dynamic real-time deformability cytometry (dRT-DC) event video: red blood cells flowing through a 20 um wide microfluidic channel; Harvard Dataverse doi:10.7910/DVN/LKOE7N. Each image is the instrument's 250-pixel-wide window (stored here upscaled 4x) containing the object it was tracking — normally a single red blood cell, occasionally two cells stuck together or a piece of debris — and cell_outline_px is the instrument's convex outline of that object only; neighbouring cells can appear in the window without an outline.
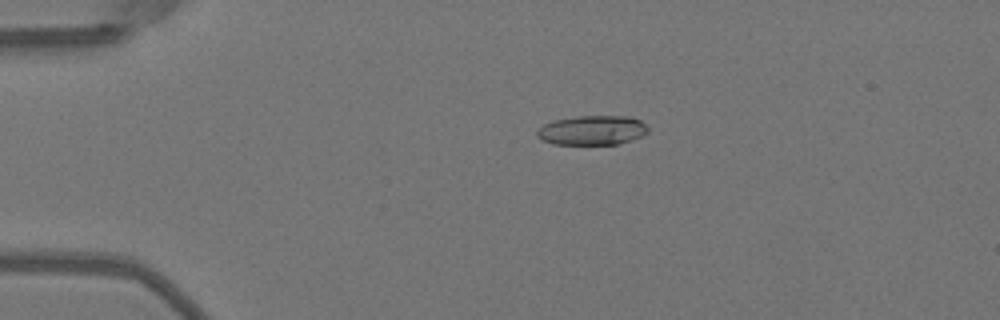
{"species": "Egyptian fruit bat (a non-hibernating species)", "species_latin": "Rousettus aegyptiacus", "temperature_condition": "warm", "stored_images_in_passage": 44, "camera_frame_rate_fps": 3000, "um_per_image_px": 0.085, "animal": {"sex": "female"}, "frame": {"image": 1, "passage_image": 4, "time_ms": 1.0, "image_size_px": [1000, 320], "cell_outline_px": [[648, 132], [640, 136], [616, 144], [552, 144], [540, 140], [536, 136], [536, 132], [544, 124], [552, 120], [576, 116], [628, 116], [640, 120], [648, 128]], "centroid_in_image_um": [50.28, 11.06], "position_along_channel_um": 34.7, "area_um2": 19.02}}
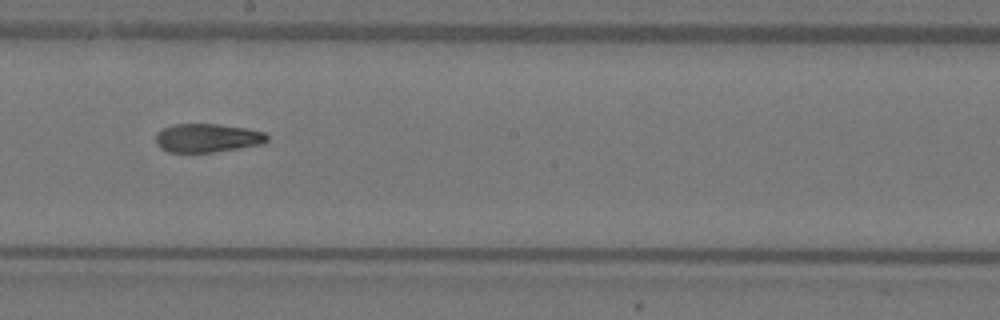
{"frame": {"image": 2, "passage_image": 22, "time_ms": 7.0, "image_size_px": [1000, 320], "cell_outline_px": [[268, 140], [264, 144], [216, 152], [168, 152], [160, 148], [156, 144], [156, 132], [172, 124], [220, 124], [248, 128], [264, 132], [268, 136]], "centroid_in_image_um": [17.64, 11.72], "position_along_channel_um": 230.6, "area_um2": 18.84}}
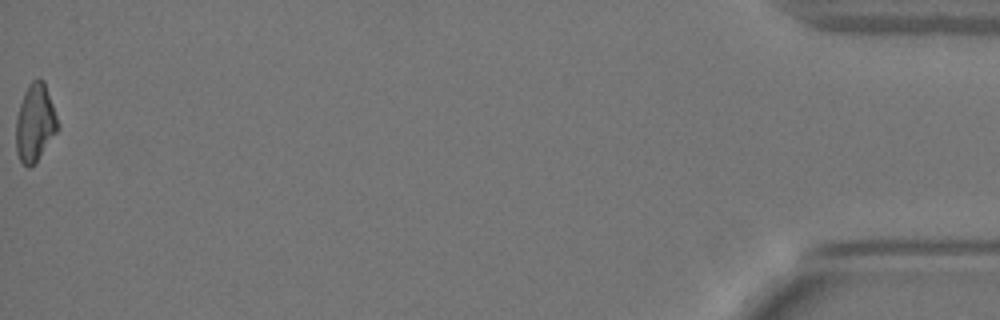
{"frame": {"image": 3, "passage_image": 44, "time_ms": 14.333, "image_size_px": [1000, 320], "cell_outline_px": [[56, 132], [36, 164], [28, 168], [20, 160], [16, 152], [16, 120], [20, 104], [24, 92], [28, 84], [32, 80], [40, 76], [44, 80], [56, 116]], "centroid_in_image_um": [2.95, 10.44], "position_along_channel_um": 432.3, "area_um2": 18.73}, "authors_computed_cell_mechanics": {"area_um2": 19.3052, "velocity_mm_per_s": 4.0564, "shape_relaxation_time_tau1_ms": null, "shape_relaxation_time_tau2_ms": 4.8534, "deformation_change_tau1": null, "deformation_change_tau2": 0.0876}}